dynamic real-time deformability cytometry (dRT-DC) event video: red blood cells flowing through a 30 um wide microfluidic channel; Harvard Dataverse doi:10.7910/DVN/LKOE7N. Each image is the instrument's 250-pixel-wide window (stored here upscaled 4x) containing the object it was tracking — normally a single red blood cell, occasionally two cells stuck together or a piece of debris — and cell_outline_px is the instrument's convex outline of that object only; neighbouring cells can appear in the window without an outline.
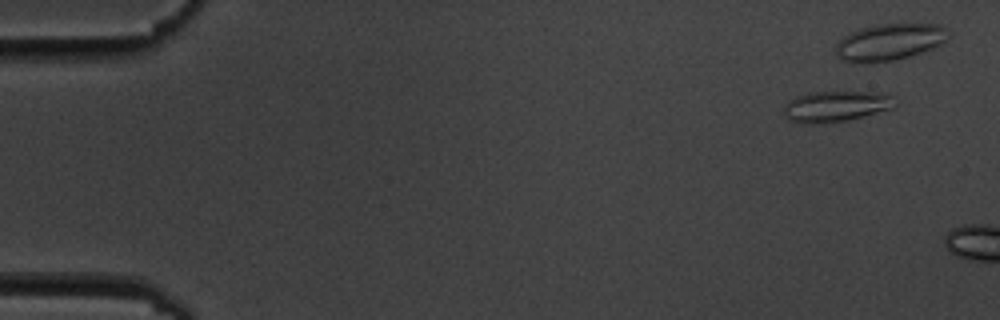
{"species": "common noctule bat (a hibernating species)", "species_latin": "Nyctalus noctula", "temperature_condition": "cold", "stored_images_in_passage": 3, "camera_frame_rate_fps": 3000, "um_per_image_px": 0.085, "animal": {"sex": "male", "body_mass_g": 19.5, "forearm_length_mm": 54.6}, "frame": {"image": 1, "passage_image": 2, "time_ms": 1.0, "image_size_px": [1000, 320], "cell_outline_px": [[896, 108], [848, 120], [816, 124], [804, 124], [788, 120], [784, 116], [784, 108], [788, 100], [796, 96], [808, 92], [872, 92], [896, 96]], "centroid_in_image_um": [71.06, 9.04], "position_along_channel_um": 13.9, "area_um2": 20.35}}